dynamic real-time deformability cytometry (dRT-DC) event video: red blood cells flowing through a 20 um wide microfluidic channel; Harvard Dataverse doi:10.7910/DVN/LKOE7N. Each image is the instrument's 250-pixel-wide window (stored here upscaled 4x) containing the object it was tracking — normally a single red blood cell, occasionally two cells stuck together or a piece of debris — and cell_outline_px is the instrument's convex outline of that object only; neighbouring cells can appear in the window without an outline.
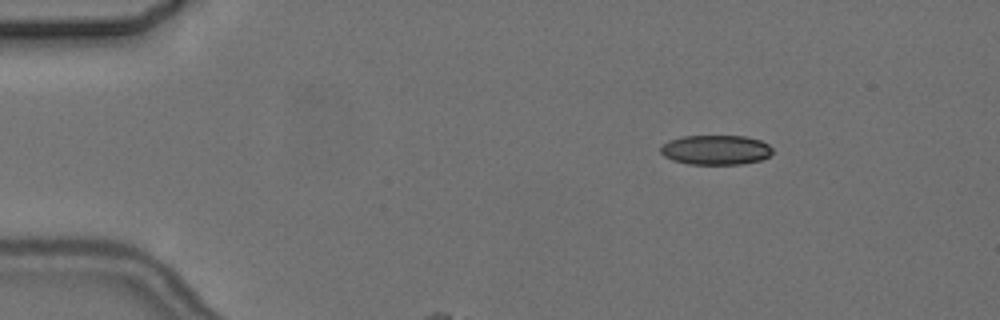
{"species": "common noctule bat (a hibernating species)", "species_latin": "Nyctalus noctula", "temperature_condition": "cold", "stored_images_in_passage": 5, "camera_frame_rate_fps": 3000, "um_per_image_px": 0.085, "animal": {"sex": "female", "body_mass_g": 24.6, "forearm_length_mm": 56.2}, "frame": {"image": 1, "passage_image": 3, "time_ms": 2.333, "image_size_px": [1000, 320], "cell_outline_px": [[772, 152], [768, 156], [760, 160], [740, 164], [688, 164], [672, 160], [664, 156], [660, 152], [660, 148], [668, 140], [684, 136], [744, 136], [760, 140], [768, 144], [772, 148]], "centroid_in_image_um": [60.82, 12.74], "position_along_channel_um": 24.2, "area_um2": 19.31}}